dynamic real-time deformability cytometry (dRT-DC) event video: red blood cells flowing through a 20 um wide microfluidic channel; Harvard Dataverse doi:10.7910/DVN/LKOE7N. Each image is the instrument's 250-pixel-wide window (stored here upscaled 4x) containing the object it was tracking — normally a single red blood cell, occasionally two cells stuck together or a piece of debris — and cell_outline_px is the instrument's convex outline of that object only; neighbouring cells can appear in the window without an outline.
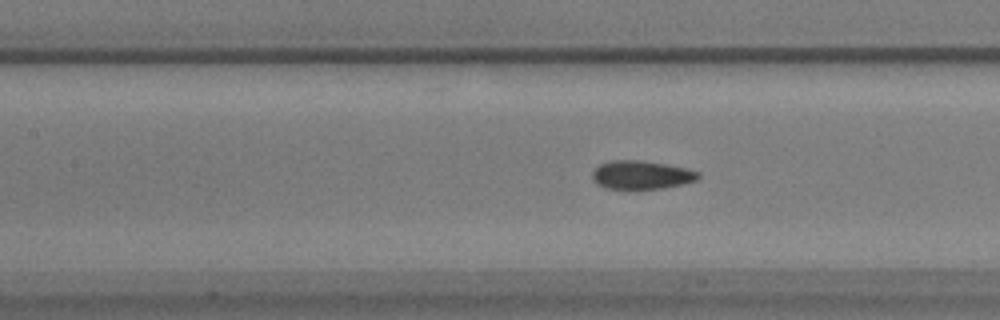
{"species": "common noctule bat (a hibernating species)", "species_latin": "Nyctalus noctula", "temperature_condition": "warm", "stored_images_in_passage": 58, "camera_frame_rate_fps": 3000, "um_per_image_px": 0.085, "animal": {"sex": "male", "body_mass_g": 17.9}, "frame": {"image": 1, "passage_image": 25, "time_ms": 8.0, "image_size_px": [1000, 320], "cell_outline_px": [[700, 176], [696, 180], [684, 184], [664, 188], [604, 188], [596, 184], [592, 180], [592, 172], [600, 164], [612, 160], [640, 160], [688, 168], [700, 172]], "centroid_in_image_um": [54.52, 14.86], "position_along_channel_um": 152.9, "area_um2": 17.57}}
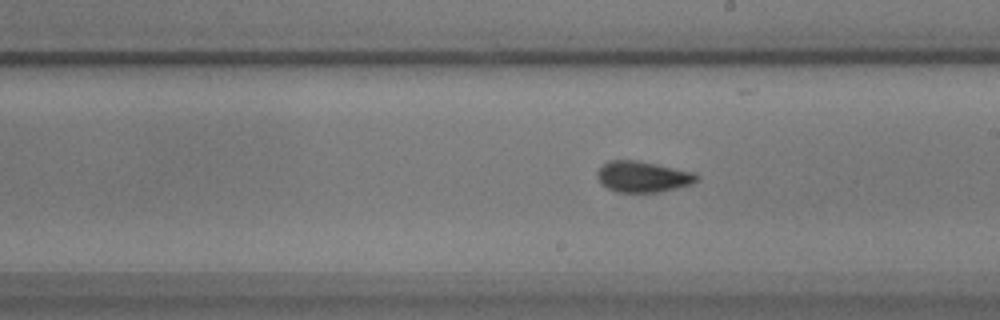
{"frame": {"image": 2, "passage_image": 32, "time_ms": 10.333, "image_size_px": [1000, 320], "cell_outline_px": [[700, 176], [692, 184], [660, 192], [616, 192], [600, 184], [596, 176], [596, 172], [608, 160], [636, 160], [696, 172]], "centroid_in_image_um": [54.63, 15.02], "position_along_channel_um": 234.4, "area_um2": 18.09}}
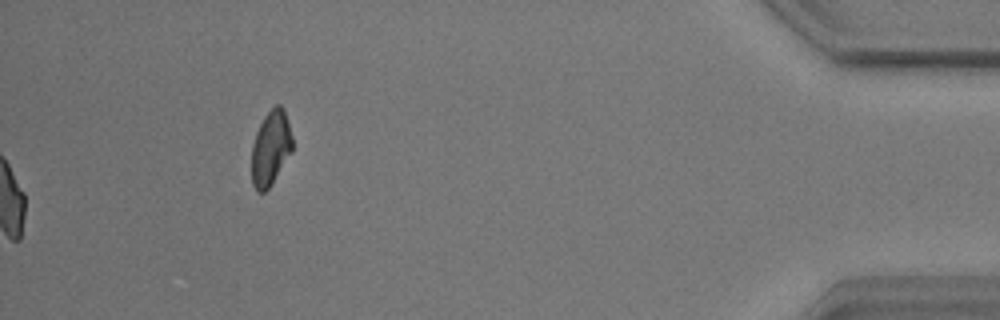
{"frame": {"image": 3, "passage_image": 58, "time_ms": 19.0, "image_size_px": [1000, 320], "cell_outline_px": [[292, 152], [268, 188], [264, 192], [256, 192], [252, 184], [252, 144], [256, 132], [264, 116], [276, 104], [280, 104], [284, 108], [292, 136]], "centroid_in_image_um": [23.0, 12.58], "position_along_channel_um": 412.2, "area_um2": 17.69}, "authors_computed_cell_mechanics": {"area_um2": 17.5712, "velocity_mm_per_s": 3.5007, "shape_relaxation_time_tau1_ms": 9.5353, "shape_relaxation_time_tau2_ms": 1.3103, "deformation_change_tau1": 0.1773, "deformation_change_tau2": 0.0539}}